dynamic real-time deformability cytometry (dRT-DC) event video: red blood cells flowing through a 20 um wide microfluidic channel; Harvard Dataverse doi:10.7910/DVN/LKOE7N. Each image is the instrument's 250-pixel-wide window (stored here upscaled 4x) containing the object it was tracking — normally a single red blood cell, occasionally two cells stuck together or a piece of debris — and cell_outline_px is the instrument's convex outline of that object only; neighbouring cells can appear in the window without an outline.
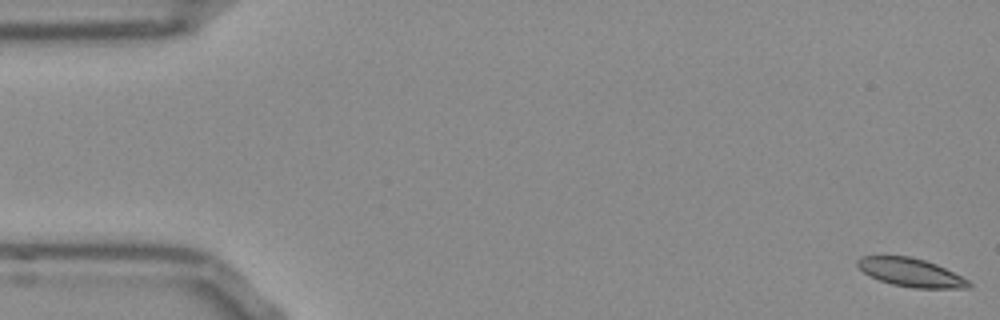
{"species": "Egyptian fruit bat (a non-hibernating species)", "species_latin": "Rousettus aegyptiacus", "temperature_condition": "room temperature", "stored_images_in_passage": 8, "camera_frame_rate_fps": 3000, "um_per_image_px": 0.085, "frame": {"image": 1, "passage_image": 1, "time_ms": 0.0, "image_size_px": [1000, 320], "cell_outline_px": [[972, 288], [912, 288], [892, 284], [880, 280], [864, 272], [856, 264], [856, 260], [860, 256], [908, 256], [924, 260], [936, 264], [968, 280], [972, 284]], "centroid_in_image_um": [77.42, 23.16], "position_along_channel_um": 7.6, "area_um2": 18.21}}